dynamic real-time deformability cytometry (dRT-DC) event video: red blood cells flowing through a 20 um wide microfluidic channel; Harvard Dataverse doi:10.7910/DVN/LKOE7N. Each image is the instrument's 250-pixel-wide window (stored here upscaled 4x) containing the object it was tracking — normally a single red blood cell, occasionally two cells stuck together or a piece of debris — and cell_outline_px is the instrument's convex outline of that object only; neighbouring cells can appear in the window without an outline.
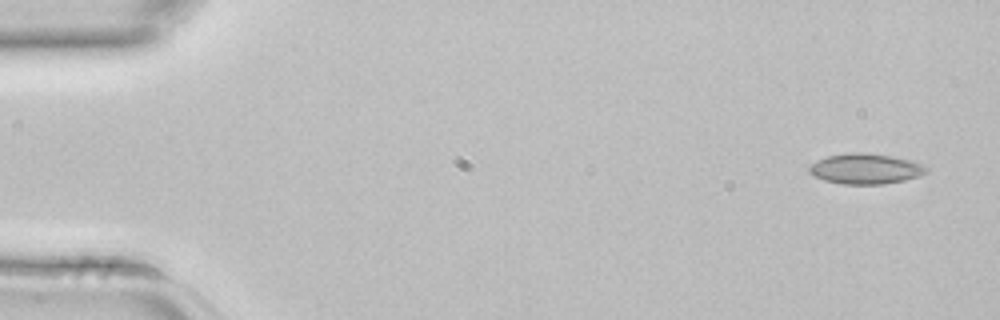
{"species": "common noctule bat (a hibernating species)", "species_latin": "Nyctalus noctula", "temperature_condition": "room temperature", "stored_images_in_passage": 3, "camera_frame_rate_fps": 3000, "um_per_image_px": 0.085, "animal": {"sex": "female", "body_mass_g": 22.7, "forearm_length_mm": 54.2}, "frame": {"image": 1, "passage_image": 1, "time_ms": 0.0, "image_size_px": [1000, 320], "cell_outline_px": [[928, 172], [920, 176], [904, 180], [884, 184], [844, 184], [824, 180], [808, 172], [808, 168], [812, 164], [828, 156], [848, 152], [864, 152], [892, 156], [924, 164], [928, 168]], "centroid_in_image_um": [73.61, 14.34], "position_along_channel_um": 11.4, "area_um2": 20.69}}